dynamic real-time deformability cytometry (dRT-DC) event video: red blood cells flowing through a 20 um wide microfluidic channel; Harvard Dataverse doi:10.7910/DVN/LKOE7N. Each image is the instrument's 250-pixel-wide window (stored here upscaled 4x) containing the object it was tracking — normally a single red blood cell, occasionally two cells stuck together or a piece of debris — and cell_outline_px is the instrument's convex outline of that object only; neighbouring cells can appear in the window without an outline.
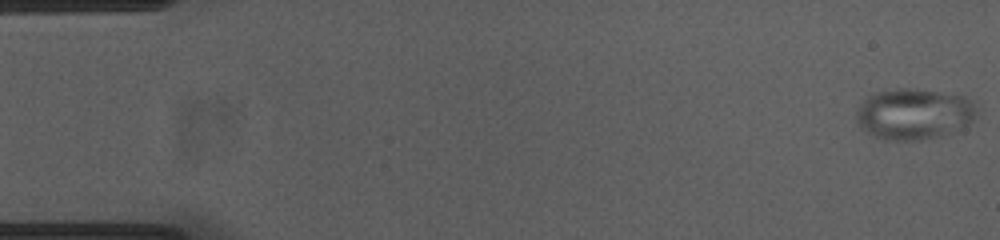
{"species": "common noctule bat (a hibernating species)", "species_latin": "Nyctalus noctula", "temperature_condition": "cold", "stored_images_in_passage": 54, "camera_frame_rate_fps": 3000, "um_per_image_px": 0.085, "animal": {"sex": "female", "body_mass_g": 23.0, "forearm_length_mm": 53.4}, "frame": {"image": 1, "passage_image": 1, "time_ms": 0.0, "image_size_px": [1000, 240], "cell_outline_px": [[980, 108], [976, 116], [968, 124], [948, 136], [920, 140], [884, 140], [860, 128], [856, 120], [856, 108], [868, 96], [876, 92], [900, 88], [908, 88], [964, 96], [976, 100]], "centroid_in_image_um": [77.75, 9.7], "position_along_channel_um": 7.3, "area_um2": 36.41}}
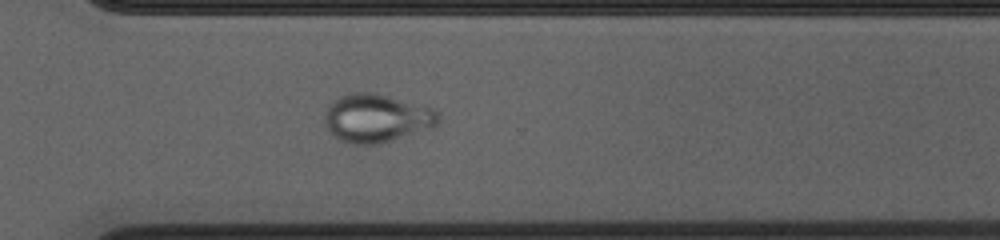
{"frame": {"image": 2, "passage_image": 39, "time_ms": 12.667, "image_size_px": [1000, 240], "cell_outline_px": [[440, 120], [432, 128], [380, 144], [352, 144], [340, 140], [324, 124], [324, 116], [328, 104], [332, 100], [340, 96], [352, 92], [372, 92], [432, 108], [440, 116]], "centroid_in_image_um": [31.98, 10.05], "position_along_channel_um": 338.6, "area_um2": 31.91}}
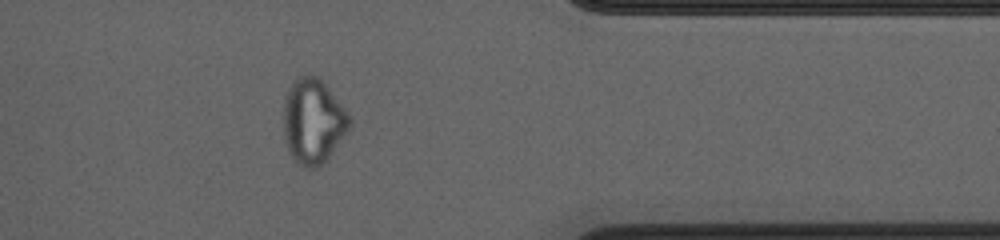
{"frame": {"image": 3, "passage_image": 44, "time_ms": 14.333, "image_size_px": [1000, 240], "cell_outline_px": [[352, 128], [328, 160], [316, 168], [308, 168], [300, 164], [292, 156], [284, 140], [284, 96], [288, 88], [300, 76], [308, 72], [320, 76], [348, 112], [352, 120]], "centroid_in_image_um": [26.67, 10.28], "position_along_channel_um": 384.7, "area_um2": 33.47}}